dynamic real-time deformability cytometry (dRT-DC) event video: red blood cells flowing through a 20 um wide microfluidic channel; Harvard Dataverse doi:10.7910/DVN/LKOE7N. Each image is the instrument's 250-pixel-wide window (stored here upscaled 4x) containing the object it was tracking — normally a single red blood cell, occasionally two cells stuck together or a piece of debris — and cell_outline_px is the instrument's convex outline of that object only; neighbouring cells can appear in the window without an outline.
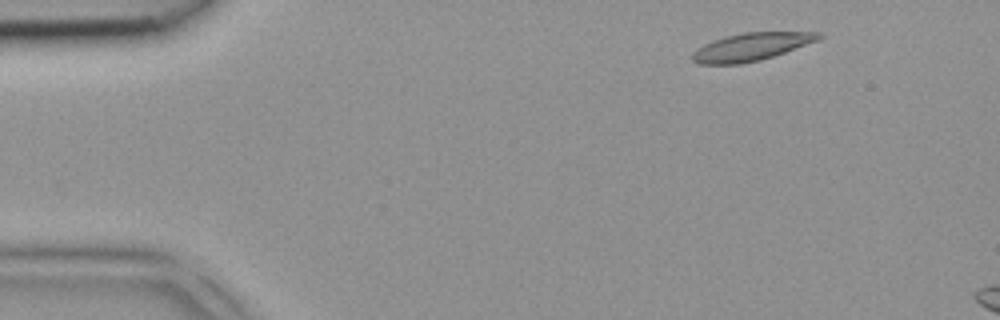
{"species": "common noctule bat (a hibernating species)", "species_latin": "Nyctalus noctula", "temperature_condition": "room temperature", "stored_images_in_passage": 2, "camera_frame_rate_fps": 3000, "um_per_image_px": 0.085, "animal": {"sex": "female", "body_mass_g": 18.4}, "frame": {"image": 1, "passage_image": 1, "time_ms": 0.0, "image_size_px": [1000, 320], "cell_outline_px": [[824, 36], [820, 40], [760, 60], [740, 64], [700, 64], [692, 60], [692, 52], [696, 48], [712, 40], [744, 32], [820, 32]], "centroid_in_image_um": [63.85, 3.98], "position_along_channel_um": 21.1, "area_um2": 20.4}}